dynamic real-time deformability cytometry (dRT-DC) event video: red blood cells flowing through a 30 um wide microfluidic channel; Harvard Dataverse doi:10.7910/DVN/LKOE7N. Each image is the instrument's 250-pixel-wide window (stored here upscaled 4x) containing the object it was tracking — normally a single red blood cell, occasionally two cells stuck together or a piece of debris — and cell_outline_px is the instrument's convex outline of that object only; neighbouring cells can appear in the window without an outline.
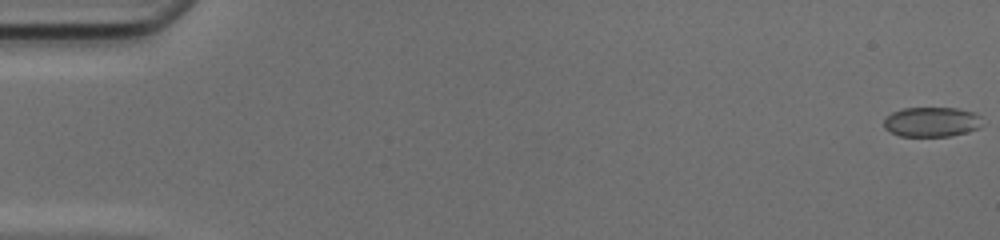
{"species": "common noctule bat (a hibernating species)", "species_latin": "Nyctalus noctula", "temperature_condition": "cold", "stored_images_in_passage": 50, "camera_frame_rate_fps": 3000, "um_per_image_px": 0.085, "animal": {"sex": "female", "body_mass_g": 17.0, "forearm_length_mm": 48.0}, "frame": {"image": 1, "passage_image": 1, "time_ms": 0.0, "image_size_px": [1000, 240], "cell_outline_px": [[984, 124], [980, 128], [968, 132], [952, 136], [900, 136], [884, 128], [884, 120], [892, 112], [900, 108], [956, 108], [976, 112], [980, 116]], "centroid_in_image_um": [79.25, 10.36], "position_along_channel_um": 5.8, "area_um2": 17.34}}
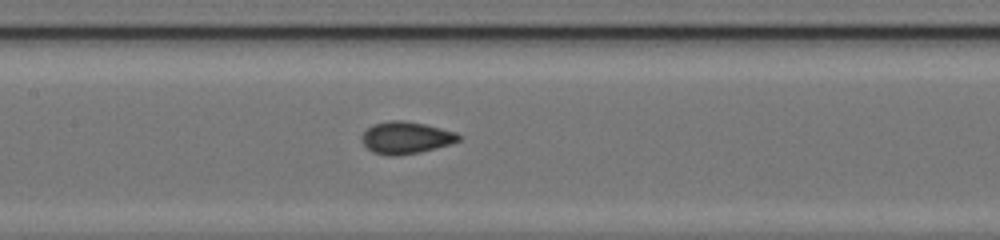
{"frame": {"image": 2, "passage_image": 25, "time_ms": 8.0, "image_size_px": [1000, 240], "cell_outline_px": [[464, 136], [460, 140], [452, 144], [420, 152], [396, 156], [388, 156], [372, 152], [364, 144], [360, 136], [372, 124], [388, 120], [404, 120], [424, 124], [456, 132]], "centroid_in_image_um": [34.52, 11.7], "position_along_channel_um": 172.9, "area_um2": 18.32}}
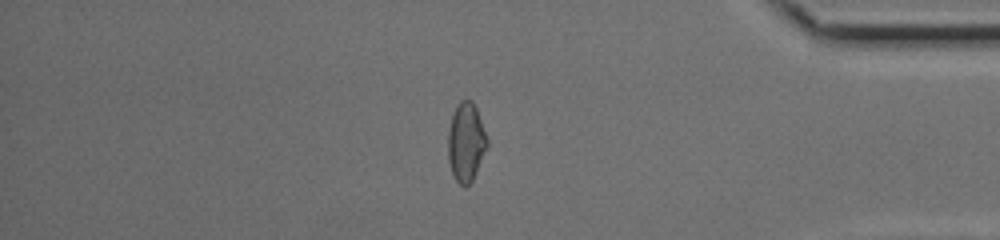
{"frame": {"image": 3, "passage_image": 43, "time_ms": 14.0, "image_size_px": [1000, 240], "cell_outline_px": [[488, 148], [472, 180], [464, 188], [456, 180], [452, 172], [448, 160], [448, 128], [456, 104], [460, 100], [472, 100], [476, 108], [488, 140]], "centroid_in_image_um": [39.61, 12.08], "position_along_channel_um": 395.6, "area_um2": 18.03}, "authors_computed_cell_mechanics": {"area_um2": 17.6868, "velocity_mm_per_s": 4.2023, "shape_relaxation_time_tau1_ms": 8.4278, "shape_relaxation_time_tau2_ms": 1.0441, "deformation_change_tau1": 0.1617, "deformation_change_tau2": 0.0558}}